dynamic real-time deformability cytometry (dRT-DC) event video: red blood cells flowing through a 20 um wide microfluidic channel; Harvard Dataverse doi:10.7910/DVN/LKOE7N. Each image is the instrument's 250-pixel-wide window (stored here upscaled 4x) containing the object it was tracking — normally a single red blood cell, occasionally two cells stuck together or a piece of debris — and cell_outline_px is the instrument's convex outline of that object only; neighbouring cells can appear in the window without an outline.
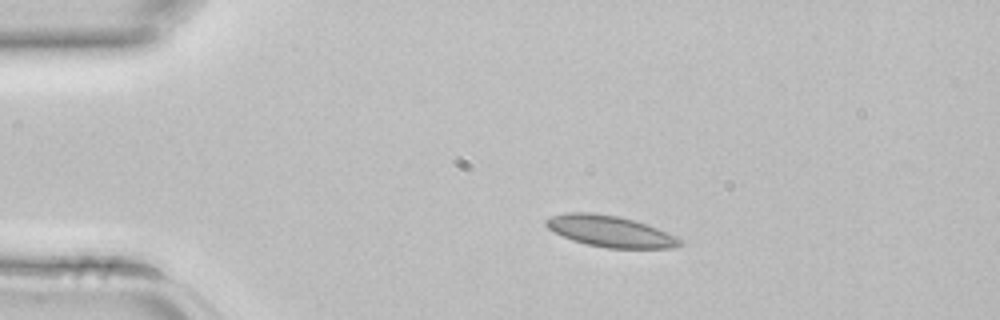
{"species": "common noctule bat (a hibernating species)", "species_latin": "Nyctalus noctula", "temperature_condition": "room temperature", "stored_images_in_passage": 2, "camera_frame_rate_fps": 3000, "um_per_image_px": 0.085, "animal": {"sex": "female", "body_mass_g": 22.7, "forearm_length_mm": 54.2}, "frame": {"image": 1, "passage_image": 1, "time_ms": 0.0, "image_size_px": [1000, 320], "cell_outline_px": [[684, 244], [676, 248], [608, 248], [588, 244], [572, 240], [548, 228], [544, 224], [544, 220], [552, 216], [568, 212], [588, 212], [616, 216], [648, 224], [676, 236], [684, 240]], "centroid_in_image_um": [51.92, 19.67], "position_along_channel_um": 33.1, "area_um2": 24.28}}